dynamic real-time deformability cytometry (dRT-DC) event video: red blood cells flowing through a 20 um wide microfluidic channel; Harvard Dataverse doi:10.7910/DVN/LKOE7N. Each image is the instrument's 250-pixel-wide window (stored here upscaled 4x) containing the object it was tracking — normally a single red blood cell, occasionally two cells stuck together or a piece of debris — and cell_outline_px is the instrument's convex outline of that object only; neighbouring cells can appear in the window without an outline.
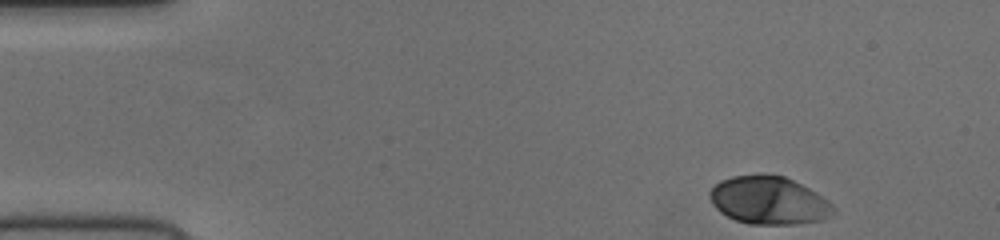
{"species": "human", "species_latin": "Homo sapiens", "temperature_condition": "cold", "stored_images_in_passage": 48, "camera_frame_rate_fps": 3000, "um_per_image_px": 0.085, "donor": {"sex": "female"}, "frame": {"image": 1, "passage_image": 1, "time_ms": 0.0, "image_size_px": [1000, 240], "cell_outline_px": [[836, 212], [832, 216], [824, 220], [796, 224], [748, 224], [736, 220], [720, 212], [712, 204], [708, 196], [708, 192], [720, 180], [732, 176], [756, 172], [764, 172], [784, 176], [816, 192], [828, 200], [836, 208]], "centroid_in_image_um": [65.35, 17.01], "position_along_channel_um": 19.6, "area_um2": 35.26}}
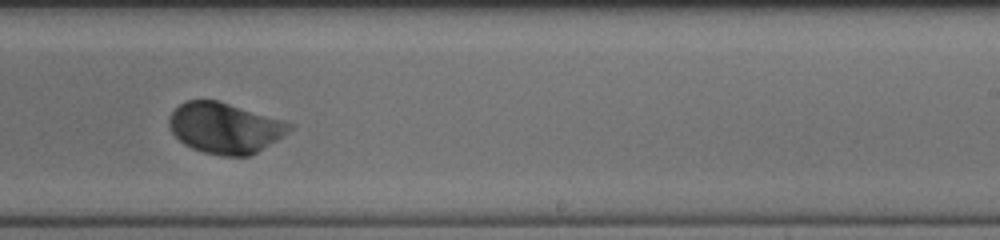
{"frame": {"image": 2, "passage_image": 28, "time_ms": 9.0, "image_size_px": [1000, 240], "cell_outline_px": [[296, 124], [284, 136], [252, 156], [220, 156], [204, 152], [192, 148], [184, 144], [168, 128], [168, 116], [184, 100], [216, 100], [284, 120]], "centroid_in_image_um": [19.13, 10.89], "position_along_channel_um": 269.9, "area_um2": 35.84}}
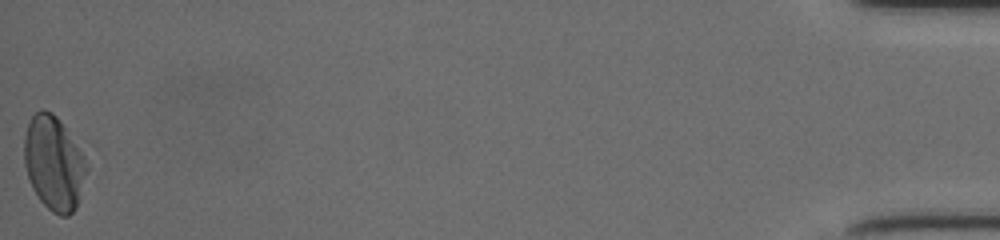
{"frame": {"image": 3, "passage_image": 48, "time_ms": 15.667, "image_size_px": [1000, 240], "cell_outline_px": [[88, 168], [76, 208], [68, 216], [60, 216], [52, 212], [40, 200], [32, 188], [24, 164], [24, 136], [28, 124], [32, 116], [40, 108], [44, 108], [52, 112], [56, 116], [80, 152]], "centroid_in_image_um": [4.54, 13.89], "position_along_channel_um": 430.7, "area_um2": 33.7}}